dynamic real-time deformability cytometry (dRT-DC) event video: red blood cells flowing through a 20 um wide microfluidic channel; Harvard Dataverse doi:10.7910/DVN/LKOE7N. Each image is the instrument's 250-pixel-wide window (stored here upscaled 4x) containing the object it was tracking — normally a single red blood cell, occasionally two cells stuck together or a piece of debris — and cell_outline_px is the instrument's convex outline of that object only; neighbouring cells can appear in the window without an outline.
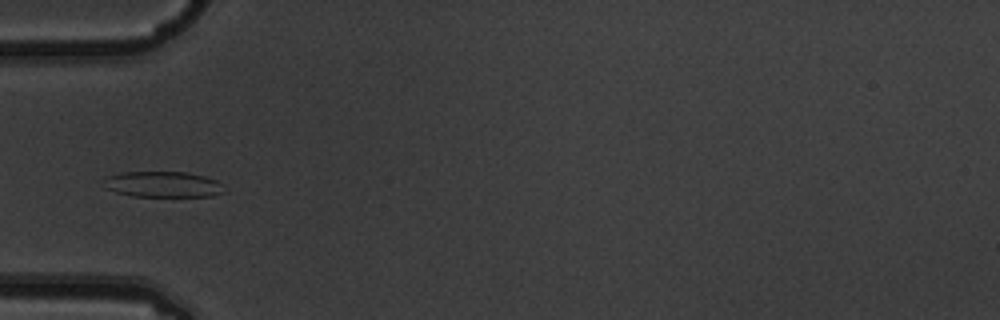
{"species": "common noctule bat (a hibernating species)", "species_latin": "Nyctalus noctula", "temperature_condition": "warm", "stored_images_in_passage": 6, "camera_frame_rate_fps": 3000, "um_per_image_px": 0.085, "animal": {"sex": "male", "body_mass_g": 19.5, "forearm_length_mm": 54.6}, "frame": {"image": 1, "passage_image": 6, "time_ms": 1.667, "image_size_px": [1000, 320], "cell_outline_px": [[228, 192], [212, 196], [132, 196], [116, 192], [104, 188], [108, 176], [120, 172], [188, 172], [204, 176], [216, 180], [224, 184]], "centroid_in_image_um": [13.94, 15.67], "position_along_channel_um": 71.1, "area_um2": 18.26}}